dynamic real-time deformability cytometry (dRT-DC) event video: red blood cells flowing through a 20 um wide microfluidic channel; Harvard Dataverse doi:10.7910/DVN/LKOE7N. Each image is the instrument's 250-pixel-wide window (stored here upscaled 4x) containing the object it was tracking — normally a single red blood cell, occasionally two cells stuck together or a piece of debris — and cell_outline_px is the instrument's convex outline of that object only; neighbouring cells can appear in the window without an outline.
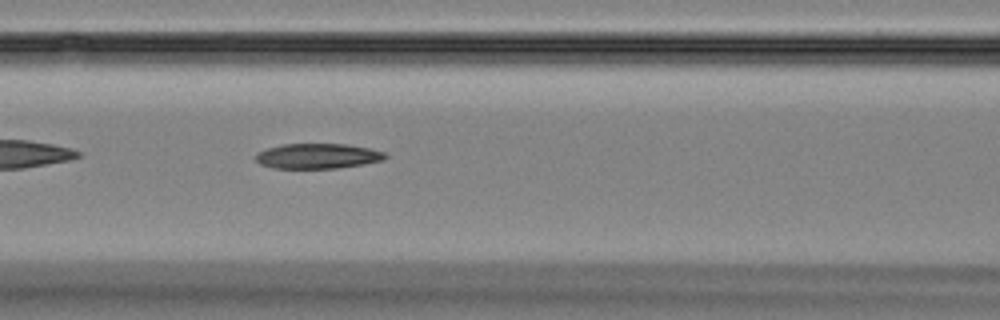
{"species": "Egyptian fruit bat (a non-hibernating species)", "species_latin": "Rousettus aegyptiacus", "temperature_condition": "room temperature", "stored_images_in_passage": 39, "camera_frame_rate_fps": 3000, "um_per_image_px": 0.085, "animal": {"sex": "female"}, "frame": {"image": 1, "passage_image": 8, "time_ms": 2.333, "image_size_px": [1000, 320], "cell_outline_px": [[388, 156], [384, 160], [364, 164], [336, 168], [272, 168], [260, 164], [256, 160], [256, 152], [268, 148], [284, 144], [344, 144], [368, 148], [384, 152]], "centroid_in_image_um": [26.99, 13.27], "position_along_channel_um": 139.6, "area_um2": 18.9}}
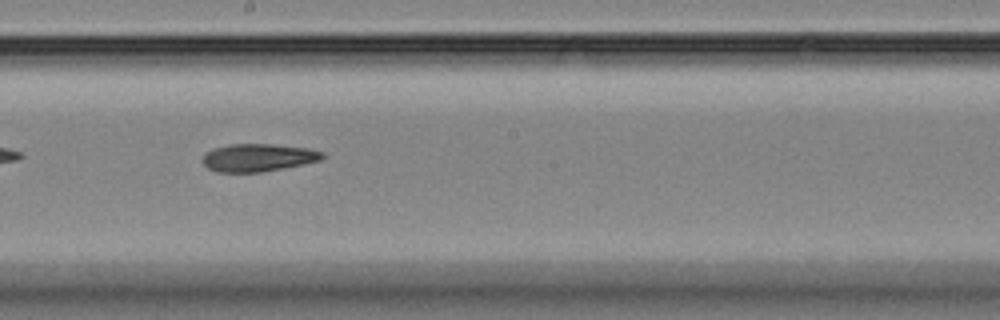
{"frame": {"image": 2, "passage_image": 15, "time_ms": 4.667, "image_size_px": [1000, 320], "cell_outline_px": [[324, 156], [320, 160], [304, 164], [284, 168], [260, 172], [216, 172], [208, 168], [200, 160], [204, 152], [212, 148], [228, 144], [272, 144], [308, 148], [324, 152]], "centroid_in_image_um": [21.88, 13.39], "position_along_channel_um": 226.3, "area_um2": 19.59}}
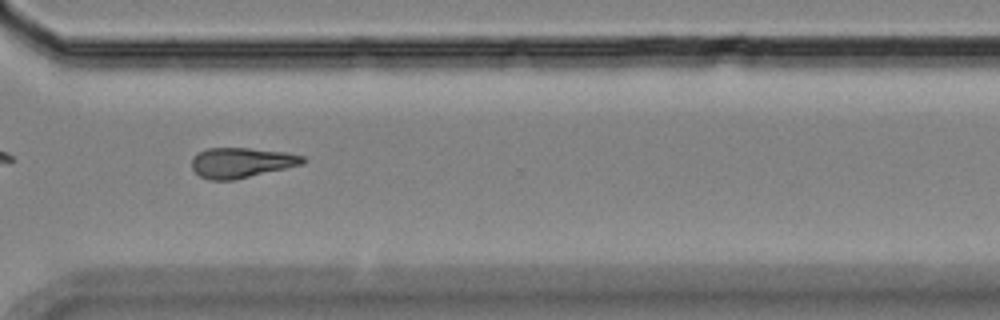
{"frame": {"image": 3, "passage_image": 25, "time_ms": 8.0, "image_size_px": [1000, 320], "cell_outline_px": [[308, 160], [304, 164], [236, 180], [208, 180], [200, 176], [192, 168], [192, 160], [200, 152], [208, 148], [248, 148], [284, 152], [304, 156]], "centroid_in_image_um": [20.56, 13.84], "position_along_channel_um": 350.0, "area_um2": 19.54}}